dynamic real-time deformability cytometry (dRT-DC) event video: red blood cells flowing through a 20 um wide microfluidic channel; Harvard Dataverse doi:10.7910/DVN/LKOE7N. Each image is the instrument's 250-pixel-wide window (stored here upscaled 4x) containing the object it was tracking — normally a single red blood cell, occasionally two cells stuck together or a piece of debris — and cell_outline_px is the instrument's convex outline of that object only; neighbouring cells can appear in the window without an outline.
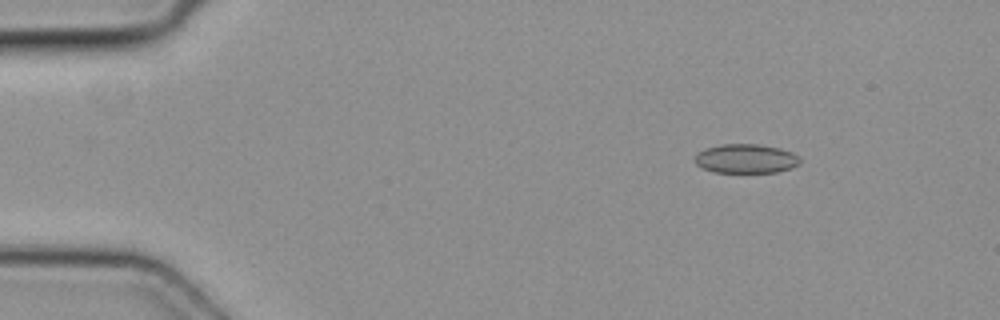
{"species": "common noctule bat (a hibernating species)", "species_latin": "Nyctalus noctula", "temperature_condition": "cold", "stored_images_in_passage": 6, "camera_frame_rate_fps": 3000, "um_per_image_px": 0.085, "animal": {"sex": "female", "body_mass_g": 19.3, "forearm_length_mm": 54.1}, "frame": {"image": 1, "passage_image": 2, "time_ms": 0.333, "image_size_px": [1000, 320], "cell_outline_px": [[800, 164], [792, 168], [776, 172], [712, 172], [696, 164], [696, 152], [704, 148], [720, 144], [760, 144], [780, 148], [792, 152], [800, 160]], "centroid_in_image_um": [63.39, 13.47], "position_along_channel_um": 21.6, "area_um2": 17.92}}
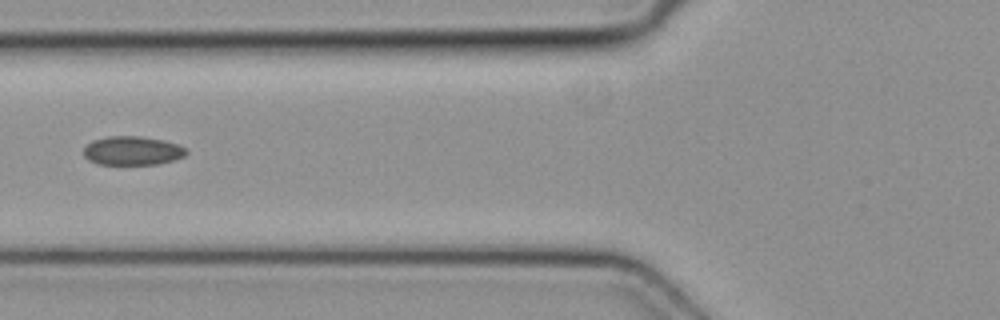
{"frame": {"image": 2, "passage_image": 5, "time_ms": 1.333, "image_size_px": [1000, 320], "cell_outline_px": [[188, 152], [184, 156], [160, 164], [96, 164], [88, 160], [84, 156], [84, 148], [92, 140], [108, 136], [140, 136], [164, 140], [176, 144], [184, 148]], "centroid_in_image_um": [11.23, 12.81], "position_along_channel_um": 114.6, "area_um2": 17.22}}
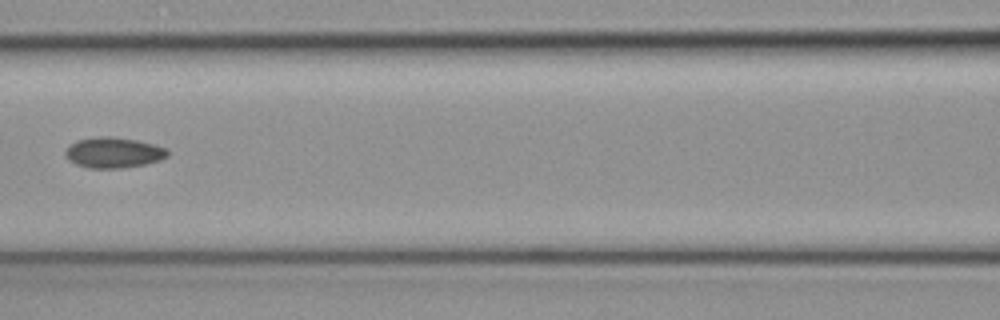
{"frame": {"image": 3, "passage_image": 6, "time_ms": 1.667, "image_size_px": [1000, 320], "cell_outline_px": [[168, 156], [160, 160], [144, 164], [124, 168], [88, 168], [76, 164], [68, 160], [64, 152], [76, 140], [96, 136], [112, 136], [136, 140], [156, 144], [168, 148]], "centroid_in_image_um": [9.67, 12.96], "position_along_channel_um": 156.9, "area_um2": 18.38}}